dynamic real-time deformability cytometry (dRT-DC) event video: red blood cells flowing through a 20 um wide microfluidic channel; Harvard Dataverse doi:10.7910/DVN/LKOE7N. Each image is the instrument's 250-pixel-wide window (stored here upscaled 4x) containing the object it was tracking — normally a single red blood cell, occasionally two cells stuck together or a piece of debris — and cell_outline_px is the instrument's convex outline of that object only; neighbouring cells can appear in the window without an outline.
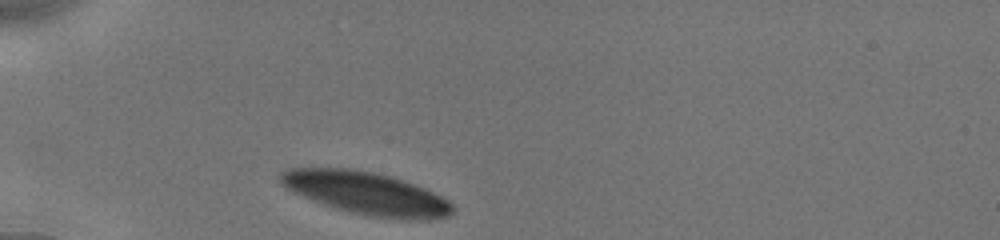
{"species": "human", "species_latin": "Homo sapiens", "temperature_condition": "cold", "stored_images_in_passage": 4, "camera_frame_rate_fps": 3000, "um_per_image_px": 0.085, "donor": {"sex": "male"}, "frame": {"image": 1, "passage_image": 1, "time_ms": 0.0, "image_size_px": [1000, 240], "cell_outline_px": [[456, 208], [448, 216], [432, 220], [404, 220], [368, 216], [336, 208], [312, 200], [292, 192], [280, 184], [280, 172], [288, 168], [352, 168], [392, 176], [404, 180], [424, 188], [448, 200]], "centroid_in_image_um": [31.15, 16.43], "position_along_channel_um": 53.9, "area_um2": 43.0}}